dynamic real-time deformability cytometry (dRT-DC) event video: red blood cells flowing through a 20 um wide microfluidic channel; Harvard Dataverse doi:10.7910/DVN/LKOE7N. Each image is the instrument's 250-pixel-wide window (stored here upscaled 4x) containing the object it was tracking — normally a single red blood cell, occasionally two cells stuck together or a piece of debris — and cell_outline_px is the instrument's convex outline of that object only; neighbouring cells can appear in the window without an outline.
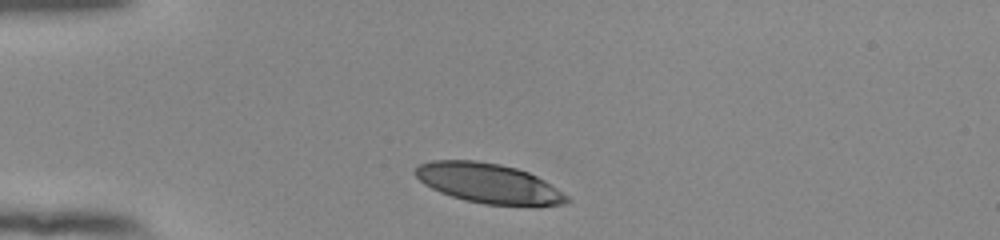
{"species": "human", "species_latin": "Homo sapiens", "temperature_condition": "room temperature", "stored_images_in_passage": 32, "camera_frame_rate_fps": 3000, "um_per_image_px": 0.085, "donor": {"sex": "female"}, "frame": {"image": 1, "passage_image": 1, "time_ms": 0.0, "image_size_px": [1000, 240], "cell_outline_px": [[572, 200], [564, 204], [484, 204], [464, 200], [440, 192], [424, 184], [416, 176], [416, 168], [420, 164], [432, 160], [476, 160], [500, 164], [516, 168], [528, 172], [544, 180], [568, 196]], "centroid_in_image_um": [41.5, 15.56], "position_along_channel_um": 43.5, "area_um2": 34.51}}
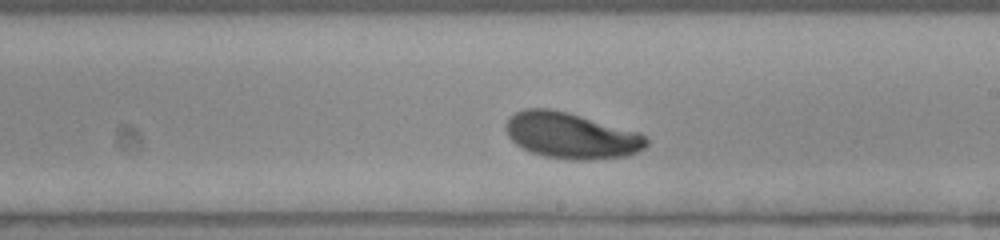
{"frame": {"image": 2, "passage_image": 19, "time_ms": 6.0, "image_size_px": [1000, 240], "cell_outline_px": [[648, 144], [644, 148], [628, 156], [592, 160], [568, 160], [544, 156], [532, 152], [516, 144], [508, 136], [504, 128], [504, 124], [516, 112], [524, 108], [548, 108], [568, 112], [640, 132], [648, 140]], "centroid_in_image_um": [48.55, 11.53], "position_along_channel_um": 240.4, "area_um2": 37.86}}
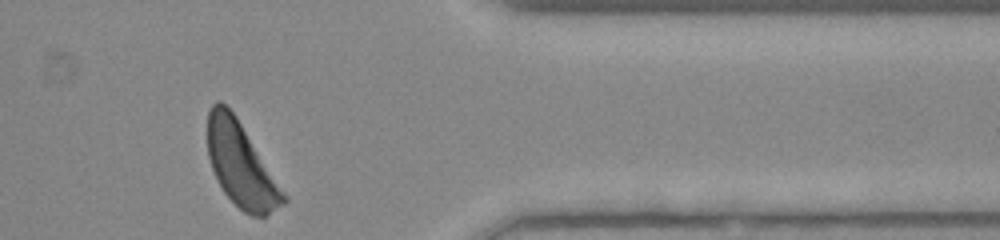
{"frame": {"image": 3, "passage_image": 32, "time_ms": 10.333, "image_size_px": [1000, 240], "cell_outline_px": [[288, 200], [284, 204], [264, 216], [252, 216], [244, 212], [224, 192], [212, 168], [208, 156], [208, 112], [212, 104], [216, 100], [220, 100], [236, 116], [288, 196]], "centroid_in_image_um": [20.5, 14.01], "position_along_channel_um": 390.9, "area_um2": 36.7}, "authors_computed_cell_mechanics": {"area_um2": 36.7319, "velocity_mm_per_s": 3.8351, "shape_relaxation_time_tau1_ms": 2.7259, "shape_relaxation_time_tau2_ms": null, "deformation_change_tau1": 0.1374, "deformation_change_tau2": null}}